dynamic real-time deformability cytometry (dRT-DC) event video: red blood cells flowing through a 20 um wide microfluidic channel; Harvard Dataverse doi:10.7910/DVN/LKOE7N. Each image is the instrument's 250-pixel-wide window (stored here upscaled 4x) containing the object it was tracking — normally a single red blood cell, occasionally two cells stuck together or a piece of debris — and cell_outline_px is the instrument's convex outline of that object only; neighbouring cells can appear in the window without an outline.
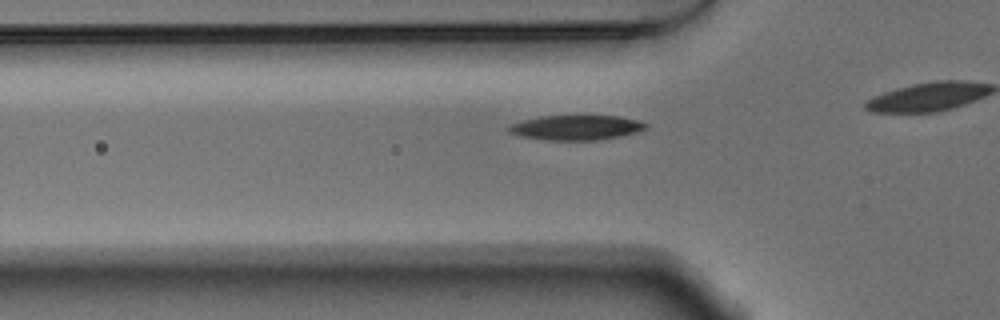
{"species": "Egyptian fruit bat (a non-hibernating species)", "species_latin": "Rousettus aegyptiacus", "temperature_condition": "warm", "stored_images_in_passage": 27, "camera_frame_rate_fps": 3000, "um_per_image_px": 0.085, "animal": {"sex": "male"}, "frame": {"image": 1, "passage_image": 2, "time_ms": 0.333, "image_size_px": [1000, 320], "cell_outline_px": [[648, 128], [636, 132], [620, 136], [596, 140], [544, 140], [520, 136], [508, 132], [508, 124], [540, 116], [620, 116], [640, 120], [648, 124]], "centroid_in_image_um": [48.98, 10.84], "position_along_channel_um": 76.8, "area_um2": 19.94}}
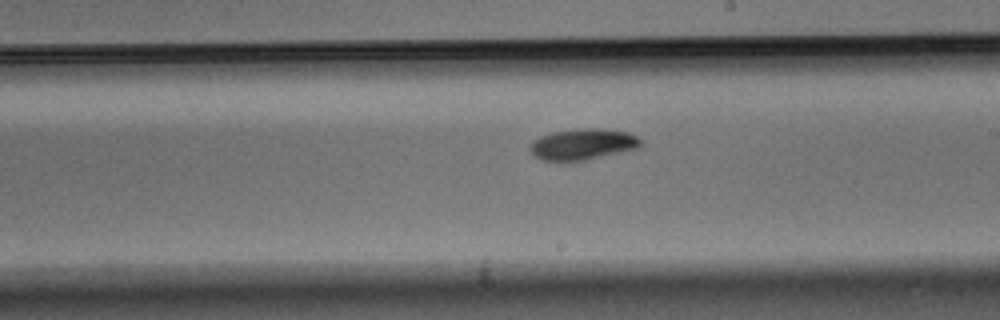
{"frame": {"image": 2, "passage_image": 15, "time_ms": 4.667, "image_size_px": [1000, 320], "cell_outline_px": [[644, 144], [640, 148], [584, 160], [544, 160], [536, 156], [528, 148], [532, 140], [540, 136], [552, 132], [576, 128], [604, 128], [628, 132], [644, 140]], "centroid_in_image_um": [49.59, 12.23], "position_along_channel_um": 239.4, "area_um2": 20.23}}
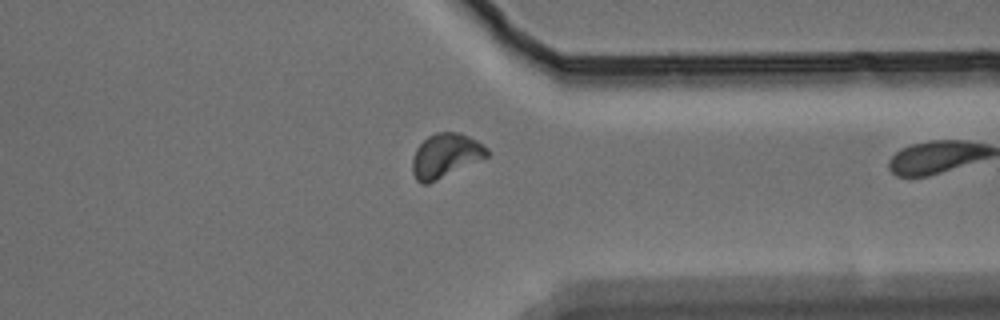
{"frame": {"image": 3, "passage_image": 26, "time_ms": 8.333, "image_size_px": [1000, 320], "cell_outline_px": [[488, 156], [428, 184], [420, 184], [416, 180], [412, 172], [412, 160], [416, 148], [428, 136], [436, 132], [460, 132], [476, 140], [488, 148]], "centroid_in_image_um": [37.84, 13.22], "position_along_channel_um": 373.6, "area_um2": 19.07}}